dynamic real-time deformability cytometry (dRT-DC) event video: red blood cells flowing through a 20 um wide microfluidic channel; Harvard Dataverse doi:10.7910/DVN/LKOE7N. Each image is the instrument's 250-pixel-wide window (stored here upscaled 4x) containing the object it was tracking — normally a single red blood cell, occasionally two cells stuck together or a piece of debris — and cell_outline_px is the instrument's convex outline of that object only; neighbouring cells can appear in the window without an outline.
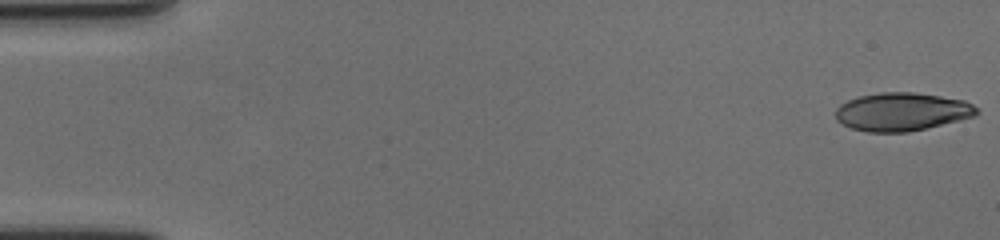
{"species": "human", "species_latin": "Homo sapiens", "temperature_condition": "cold", "stored_images_in_passage": 60, "camera_frame_rate_fps": 3000, "um_per_image_px": 0.085, "donor": {"sex": "female"}, "frame": {"image": 1, "passage_image": 1, "time_ms": 0.0, "image_size_px": [1000, 240], "cell_outline_px": [[980, 112], [976, 116], [928, 128], [908, 132], [868, 132], [852, 128], [836, 120], [836, 108], [840, 104], [848, 100], [860, 96], [880, 92], [916, 92], [964, 100], [980, 108]], "centroid_in_image_um": [76.7, 9.5], "position_along_channel_um": 8.3, "area_um2": 31.62}}
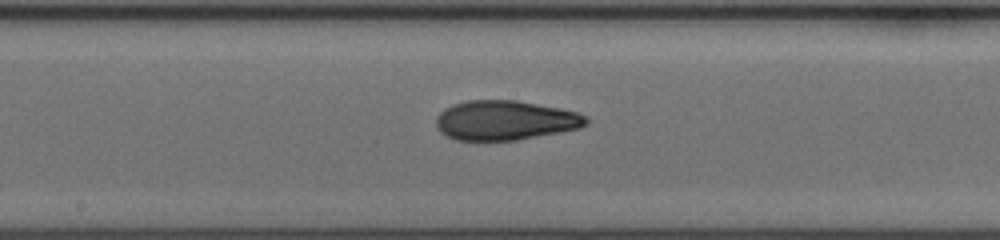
{"frame": {"image": 2, "passage_image": 32, "time_ms": 10.333, "image_size_px": [1000, 240], "cell_outline_px": [[588, 124], [580, 128], [560, 132], [516, 140], [456, 140], [440, 132], [436, 124], [436, 116], [444, 108], [452, 104], [468, 100], [516, 100], [560, 108], [576, 112], [588, 116]], "centroid_in_image_um": [42.94, 10.22], "position_along_channel_um": 205.3, "area_um2": 34.68}}
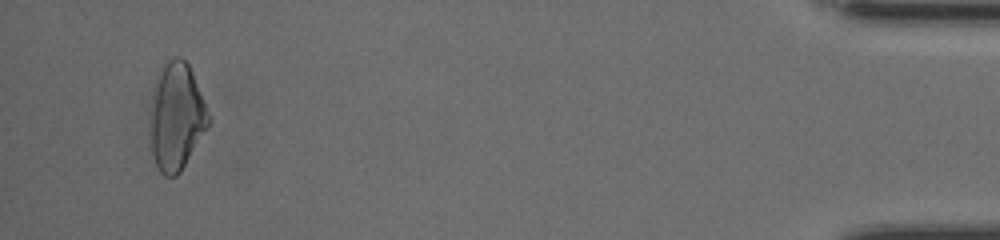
{"frame": {"image": 3, "passage_image": 57, "time_ms": 18.667, "image_size_px": [1000, 240], "cell_outline_px": [[208, 124], [180, 172], [176, 176], [164, 176], [160, 172], [156, 164], [152, 152], [152, 116], [156, 84], [164, 60], [168, 56], [180, 56], [188, 64], [192, 72], [208, 112]], "centroid_in_image_um": [15.0, 9.88], "position_along_channel_um": 420.2, "area_um2": 35.03}, "authors_computed_cell_mechanics": {"area_um2": 34.102, "velocity_mm_per_s": 3.5114, "shape_relaxation_time_tau1_ms": 7.0509, "shape_relaxation_time_tau2_ms": 2.5685, "deformation_change_tau1": 0.208, "deformation_change_tau2": 0.0972}}